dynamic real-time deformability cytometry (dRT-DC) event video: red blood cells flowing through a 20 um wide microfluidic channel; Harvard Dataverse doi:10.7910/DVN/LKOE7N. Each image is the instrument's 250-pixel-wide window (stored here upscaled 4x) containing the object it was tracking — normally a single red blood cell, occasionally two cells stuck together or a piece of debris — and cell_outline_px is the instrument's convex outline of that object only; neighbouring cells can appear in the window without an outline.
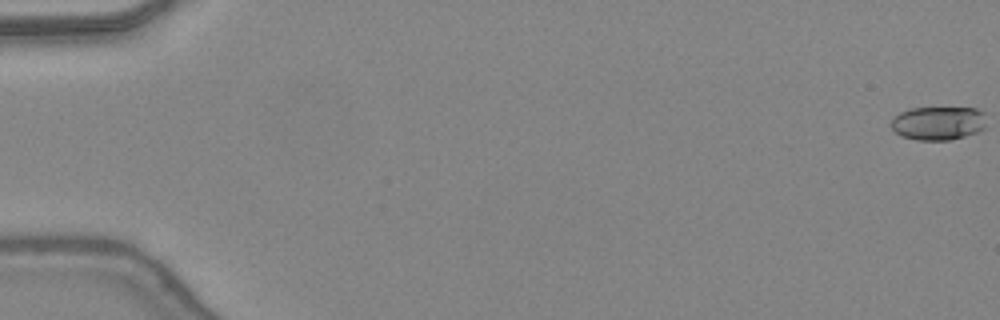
{"species": "common noctule bat (a hibernating species)", "species_latin": "Nyctalus noctula", "temperature_condition": "warm", "stored_images_in_passage": 48, "camera_frame_rate_fps": 3000, "um_per_image_px": 0.085, "animal": {"sex": "female", "body_mass_g": 24.6, "forearm_length_mm": 56.2}, "frame": {"image": 1, "passage_image": 1, "time_ms": 0.0, "image_size_px": [1000, 320], "cell_outline_px": [[984, 128], [980, 132], [952, 140], [916, 140], [900, 136], [892, 128], [892, 120], [900, 112], [908, 108], [976, 108], [984, 112]], "centroid_in_image_um": [79.76, 10.48], "position_along_channel_um": 5.2, "area_um2": 18.79}}
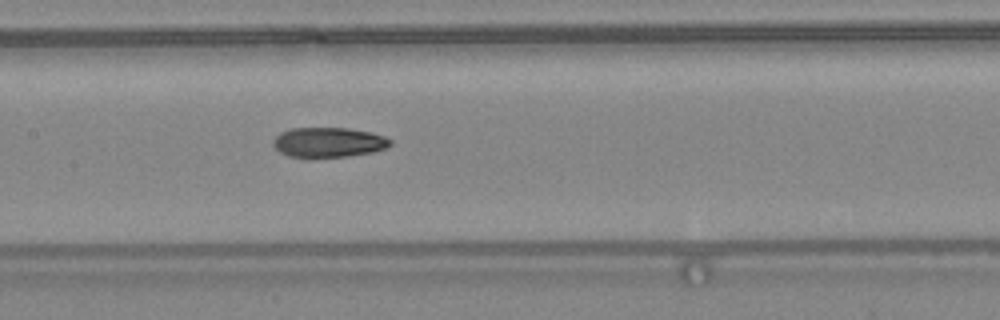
{"frame": {"image": 2, "passage_image": 25, "time_ms": 8.0, "image_size_px": [1000, 320], "cell_outline_px": [[392, 144], [388, 148], [372, 152], [348, 156], [312, 160], [288, 156], [280, 152], [272, 144], [272, 140], [280, 132], [292, 128], [348, 128], [372, 132], [384, 136], [392, 140]], "centroid_in_image_um": [27.91, 12.13], "position_along_channel_um": 179.5, "area_um2": 21.15}}
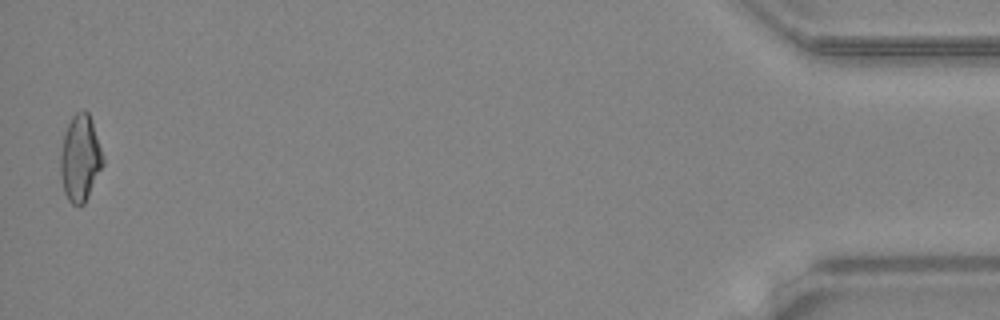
{"frame": {"image": 3, "passage_image": 48, "time_ms": 15.667, "image_size_px": [1000, 320], "cell_outline_px": [[104, 164], [84, 204], [72, 204], [68, 200], [64, 192], [60, 176], [60, 156], [64, 132], [72, 116], [76, 112], [84, 108], [88, 112], [92, 120], [104, 160]], "centroid_in_image_um": [6.8, 13.42], "position_along_channel_um": 428.4, "area_um2": 21.44}, "authors_computed_cell_mechanics": {"area_um2": 20.4034, "velocity_mm_per_s": 4.4462, "shape_relaxation_time_tau1_ms": 9.4194, "shape_relaxation_time_tau2_ms": 3.5321, "deformation_change_tau1": 0.2599, "deformation_change_tau2": 0.0996}}